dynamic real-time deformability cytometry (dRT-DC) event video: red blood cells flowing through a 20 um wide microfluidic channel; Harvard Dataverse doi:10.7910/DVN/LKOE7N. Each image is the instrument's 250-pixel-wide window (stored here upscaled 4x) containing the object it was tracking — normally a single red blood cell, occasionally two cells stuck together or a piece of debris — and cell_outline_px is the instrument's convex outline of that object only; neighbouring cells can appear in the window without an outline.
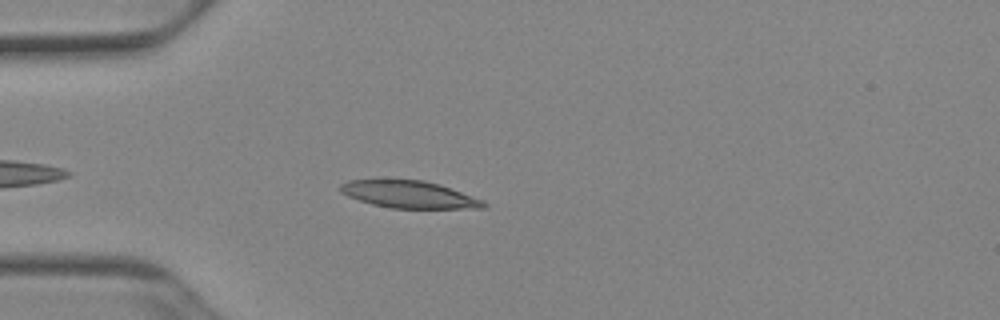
{"species": "Egyptian fruit bat (a non-hibernating species)", "species_latin": "Rousettus aegyptiacus", "temperature_condition": "cold", "stored_images_in_passage": 36, "camera_frame_rate_fps": 3000, "um_per_image_px": 0.085, "animal": {"sex": "female"}, "frame": {"image": 1, "passage_image": 5, "time_ms": 1.333, "image_size_px": [1000, 320], "cell_outline_px": [[488, 208], [392, 208], [372, 204], [348, 196], [340, 192], [340, 184], [348, 180], [424, 180], [440, 184], [484, 200], [488, 204]], "centroid_in_image_um": [34.82, 16.53], "position_along_channel_um": 50.2, "area_um2": 22.66}}
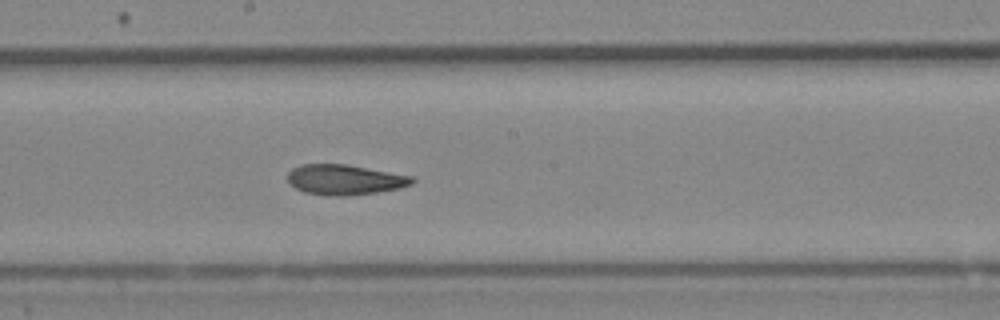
{"frame": {"image": 2, "passage_image": 19, "time_ms": 6.0, "image_size_px": [1000, 320], "cell_outline_px": [[416, 180], [412, 184], [400, 188], [376, 192], [348, 196], [332, 196], [304, 192], [296, 188], [288, 180], [288, 172], [292, 168], [300, 164], [344, 164], [412, 176]], "centroid_in_image_um": [29.3, 15.27], "position_along_channel_um": 218.9, "area_um2": 21.79}}
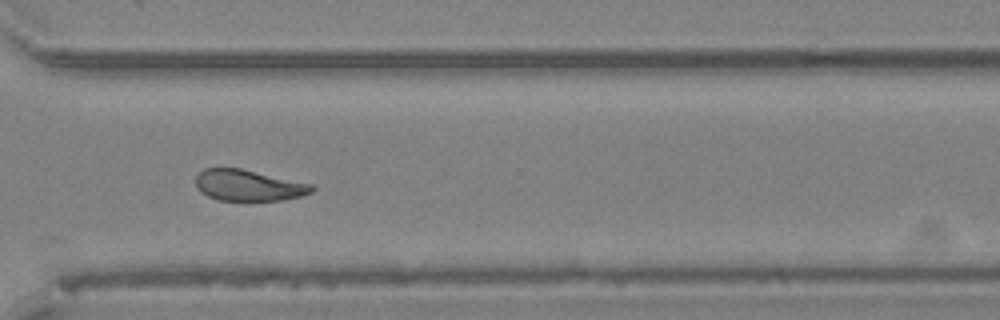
{"frame": {"image": 3, "passage_image": 29, "time_ms": 9.333, "image_size_px": [1000, 320], "cell_outline_px": [[316, 188], [312, 192], [300, 196], [284, 200], [216, 200], [200, 192], [196, 188], [196, 176], [204, 168], [240, 168], [316, 184]], "centroid_in_image_um": [21.16, 15.75], "position_along_channel_um": 349.4, "area_um2": 21.33}, "authors_computed_cell_mechanics": {"area_um2": 22.5131, "velocity_mm_per_s": 3.9008, "shape_relaxation_time_tau1_ms": 4.1211, "shape_relaxation_time_tau2_ms": 3.1397, "deformation_change_tau1": 0.128, "deformation_change_tau2": 0.0994}}